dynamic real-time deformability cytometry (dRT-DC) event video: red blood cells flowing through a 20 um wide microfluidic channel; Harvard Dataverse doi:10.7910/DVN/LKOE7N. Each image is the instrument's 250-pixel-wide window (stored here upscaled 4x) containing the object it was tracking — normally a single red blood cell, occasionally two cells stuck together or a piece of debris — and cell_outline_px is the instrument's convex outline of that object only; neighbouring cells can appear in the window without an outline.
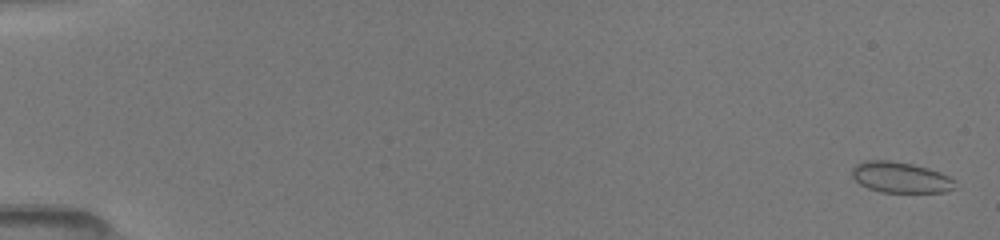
{"species": "common noctule bat (a hibernating species)", "species_latin": "Nyctalus noctula", "temperature_condition": "room temperature", "stored_images_in_passage": 52, "camera_frame_rate_fps": 3000, "um_per_image_px": 0.085, "animal": {"sex": "female", "body_mass_g": 19.5, "forearm_length_mm": 54.1}, "frame": {"image": 1, "passage_image": 2, "time_ms": 0.333, "image_size_px": [1000, 240], "cell_outline_px": [[956, 180], [952, 188], [944, 192], [880, 192], [868, 188], [860, 184], [852, 176], [852, 168], [856, 164], [864, 160], [888, 160], [912, 164], [928, 168], [940, 172]], "centroid_in_image_um": [76.52, 15.07], "position_along_channel_um": 8.5, "area_um2": 18.44}}
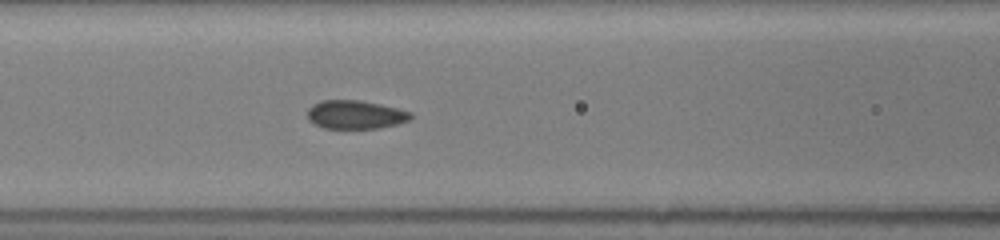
{"frame": {"image": 2, "passage_image": 24, "time_ms": 7.667, "image_size_px": [1000, 240], "cell_outline_px": [[412, 116], [408, 120], [396, 124], [380, 128], [324, 128], [308, 120], [308, 108], [312, 104], [320, 100], [360, 100], [380, 104], [412, 112]], "centroid_in_image_um": [30.18, 9.73], "position_along_channel_um": 136.4, "area_um2": 17.11}}
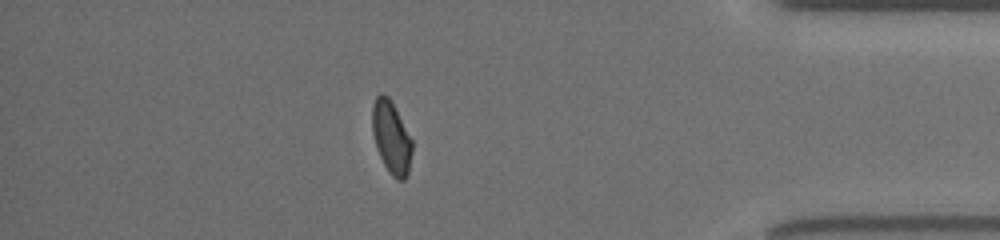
{"frame": {"image": 3, "passage_image": 46, "time_ms": 15.0, "image_size_px": [1000, 240], "cell_outline_px": [[412, 152], [408, 172], [404, 180], [396, 180], [388, 172], [376, 148], [372, 132], [372, 104], [376, 96], [380, 92], [384, 92], [388, 96], [412, 140]], "centroid_in_image_um": [33.24, 11.68], "position_along_channel_um": 402.0, "area_um2": 16.82}, "authors_computed_cell_mechanics": {"area_um2": 17.4845, "velocity_mm_per_s": 4.0523, "shape_relaxation_time_tau1_ms": 5.8996, "shape_relaxation_time_tau2_ms": 0.5318, "deformation_change_tau1": 0.1085, "deformation_change_tau2": 0.0404}}